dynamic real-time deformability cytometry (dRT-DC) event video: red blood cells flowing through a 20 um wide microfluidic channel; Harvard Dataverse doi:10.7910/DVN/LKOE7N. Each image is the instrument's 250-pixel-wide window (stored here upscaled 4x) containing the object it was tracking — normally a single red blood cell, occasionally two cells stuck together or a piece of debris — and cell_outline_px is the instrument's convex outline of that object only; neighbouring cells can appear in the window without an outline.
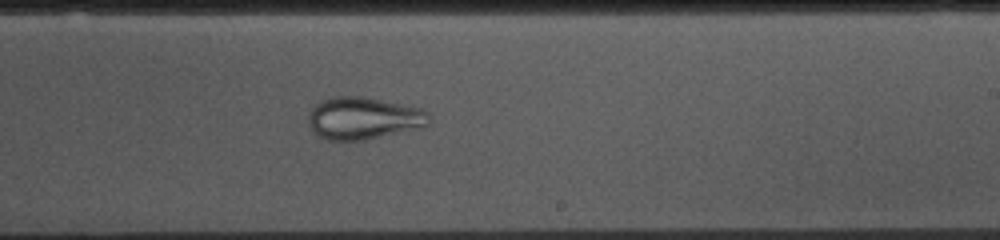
{"species": "common noctule bat (a hibernating species)", "species_latin": "Nyctalus noctula", "temperature_condition": "cold", "stored_images_in_passage": 52, "camera_frame_rate_fps": 3000, "um_per_image_px": 0.085, "animal": {"sex": "female", "body_mass_g": 10.0, "forearm_length_mm": 53.1}, "frame": {"image": 1, "passage_image": 30, "time_ms": 9.667, "image_size_px": [1000, 240], "cell_outline_px": [[432, 120], [424, 128], [368, 140], [328, 140], [316, 136], [308, 124], [308, 112], [320, 100], [328, 96], [364, 96], [420, 108], [428, 112], [432, 116]], "centroid_in_image_um": [30.91, 10.06], "position_along_channel_um": 258.1, "area_um2": 30.58}}
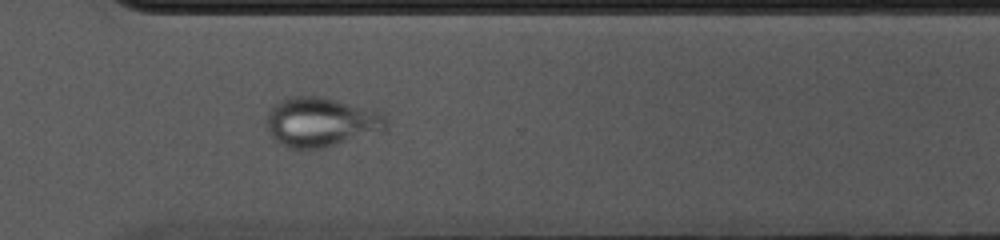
{"frame": {"image": 2, "passage_image": 37, "time_ms": 12.0, "image_size_px": [1000, 240], "cell_outline_px": [[388, 128], [384, 132], [320, 148], [288, 148], [280, 144], [272, 136], [268, 128], [268, 112], [276, 104], [292, 96], [320, 96], [372, 108], [384, 112], [388, 116]], "centroid_in_image_um": [27.41, 10.37], "position_along_channel_um": 343.2, "area_um2": 34.68}}
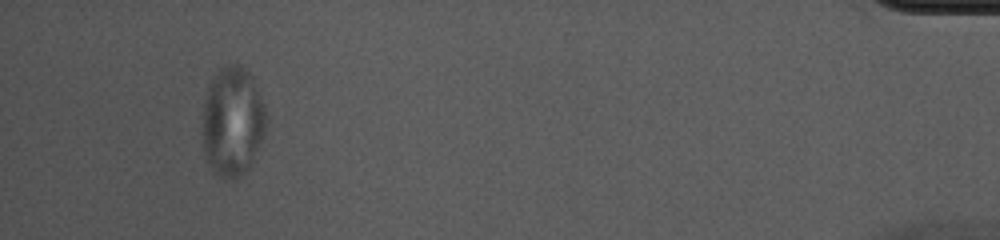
{"frame": {"image": 3, "passage_image": 49, "time_ms": 16.0, "image_size_px": [1000, 240], "cell_outline_px": [[268, 120], [264, 136], [252, 164], [236, 180], [228, 180], [212, 172], [204, 152], [200, 132], [204, 104], [208, 84], [224, 68], [232, 64], [240, 64], [252, 76], [264, 104], [268, 116]], "centroid_in_image_um": [19.77, 10.39], "position_along_channel_um": 415.4, "area_um2": 41.33}}